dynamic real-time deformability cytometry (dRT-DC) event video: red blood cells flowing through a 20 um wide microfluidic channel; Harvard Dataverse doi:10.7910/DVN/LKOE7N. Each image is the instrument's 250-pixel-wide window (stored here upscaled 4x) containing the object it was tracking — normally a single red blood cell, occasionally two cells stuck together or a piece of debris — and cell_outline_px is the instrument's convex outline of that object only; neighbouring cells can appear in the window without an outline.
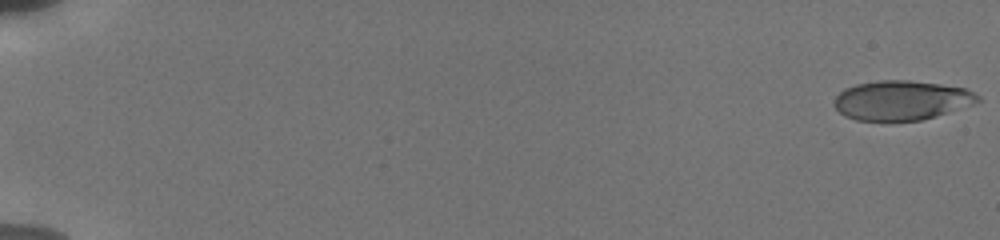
{"species": "human", "species_latin": "Homo sapiens", "temperature_condition": "cold", "stored_images_in_passage": 56, "camera_frame_rate_fps": 3000, "um_per_image_px": 0.085, "donor": {"sex": "male"}, "frame": {"image": 1, "passage_image": 1, "time_ms": 0.0, "image_size_px": [1000, 240], "cell_outline_px": [[980, 100], [972, 104], [936, 116], [920, 120], [856, 120], [844, 116], [832, 104], [836, 96], [844, 88], [856, 84], [880, 80], [908, 80], [940, 84], [964, 88], [980, 96]], "centroid_in_image_um": [76.59, 8.52], "position_along_channel_um": 8.4, "area_um2": 32.83}}
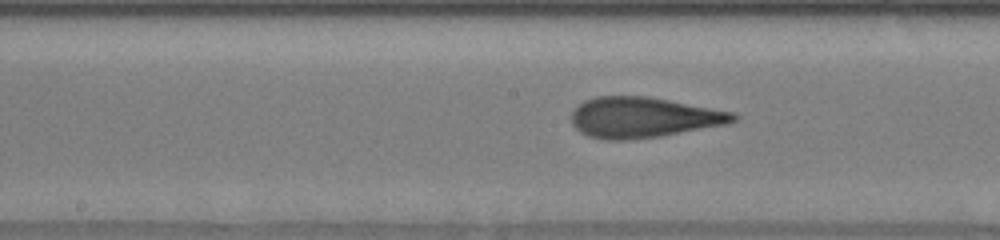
{"frame": {"image": 2, "passage_image": 31, "time_ms": 10.0, "image_size_px": [1000, 240], "cell_outline_px": [[740, 116], [736, 120], [728, 124], [660, 136], [624, 140], [604, 140], [588, 136], [580, 132], [572, 124], [572, 112], [584, 100], [596, 96], [648, 96], [736, 112]], "centroid_in_image_um": [54.71, 9.98], "position_along_channel_um": 193.5, "area_um2": 38.38}}
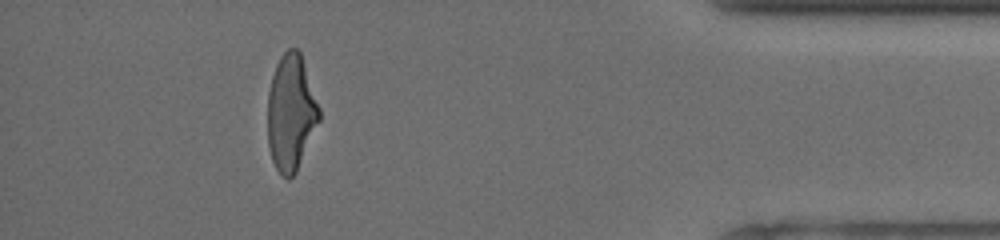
{"frame": {"image": 3, "passage_image": 51, "time_ms": 16.667, "image_size_px": [1000, 240], "cell_outline_px": [[320, 120], [296, 172], [288, 180], [276, 168], [272, 160], [268, 148], [268, 92], [272, 76], [276, 64], [280, 56], [288, 48], [296, 48], [300, 52], [320, 108]], "centroid_in_image_um": [24.73, 9.58], "position_along_channel_um": 410.5, "area_um2": 34.8}, "authors_computed_cell_mechanics": {"area_um2": 36.1828, "velocity_mm_per_s": 3.8458, "shape_relaxation_time_tau1_ms": 4.6784, "shape_relaxation_time_tau2_ms": 1.0729, "deformation_change_tau1": 0.2175, "deformation_change_tau2": 0.1031}}